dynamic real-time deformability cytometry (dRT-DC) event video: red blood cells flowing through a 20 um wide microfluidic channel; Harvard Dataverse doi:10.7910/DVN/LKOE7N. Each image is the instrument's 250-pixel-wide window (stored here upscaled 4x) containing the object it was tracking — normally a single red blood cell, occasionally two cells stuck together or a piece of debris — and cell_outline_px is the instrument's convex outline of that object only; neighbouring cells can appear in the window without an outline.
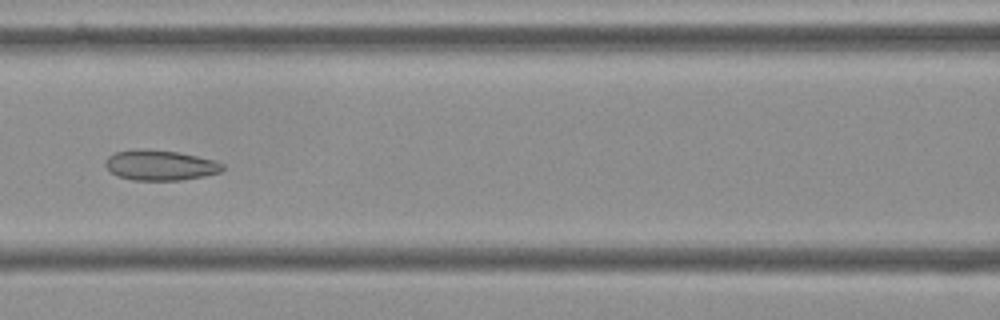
{"species": "Egyptian fruit bat (a non-hibernating species)", "species_latin": "Rousettus aegyptiacus", "temperature_condition": "cold", "stored_images_in_passage": 9, "camera_frame_rate_fps": 3000, "um_per_image_px": 0.085, "frame": {"image": 1, "passage_image": 7, "time_ms": 2.0, "image_size_px": [1000, 320], "cell_outline_px": [[224, 168], [220, 172], [204, 176], [180, 180], [132, 180], [116, 176], [104, 164], [104, 160], [108, 156], [116, 152], [140, 148], [148, 148], [176, 152], [216, 160], [224, 164]], "centroid_in_image_um": [13.6, 14.04], "position_along_channel_um": 153.0, "area_um2": 20.81}}
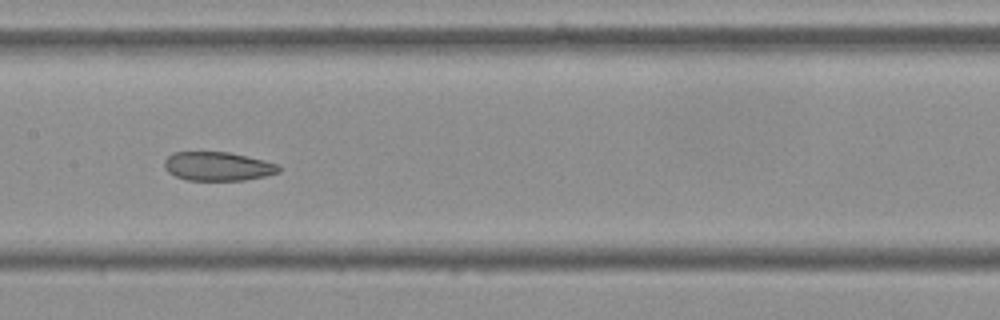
{"frame": {"image": 2, "passage_image": 8, "time_ms": 2.333, "image_size_px": [1000, 320], "cell_outline_px": [[280, 172], [264, 176], [244, 180], [188, 180], [176, 176], [168, 172], [164, 168], [164, 160], [172, 152], [228, 152], [264, 160], [280, 164]], "centroid_in_image_um": [18.51, 14.13], "position_along_channel_um": 188.9, "area_um2": 19.25}}
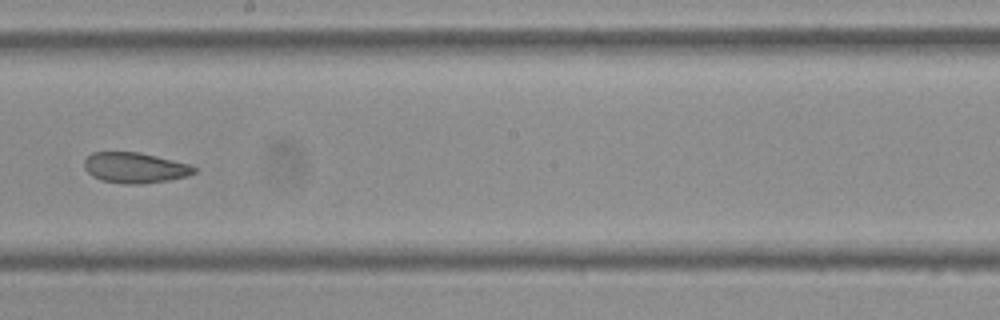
{"frame": {"image": 3, "passage_image": 9, "time_ms": 2.667, "image_size_px": [1000, 320], "cell_outline_px": [[196, 172], [188, 176], [168, 180], [140, 184], [124, 184], [104, 180], [92, 176], [84, 168], [84, 160], [92, 152], [140, 152], [192, 164], [196, 168]], "centroid_in_image_um": [11.5, 14.25], "position_along_channel_um": 236.7, "area_um2": 19.65}}